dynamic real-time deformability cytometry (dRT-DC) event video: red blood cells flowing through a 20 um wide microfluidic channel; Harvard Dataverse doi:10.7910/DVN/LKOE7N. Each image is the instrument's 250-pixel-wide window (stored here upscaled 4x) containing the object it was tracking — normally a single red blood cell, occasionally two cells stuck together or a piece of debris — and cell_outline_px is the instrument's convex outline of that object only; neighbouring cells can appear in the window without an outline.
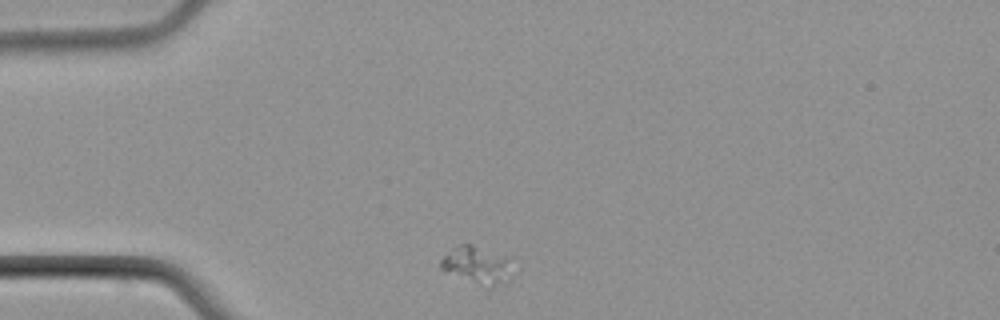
{"species": "common noctule bat (a hibernating species)", "species_latin": "Nyctalus noctula", "temperature_condition": "cold", "stored_images_in_passage": 6, "camera_frame_rate_fps": 3000, "um_per_image_px": 0.085, "animal": {"sex": "male", "body_mass_g": 21.5, "forearm_length_mm": 52.0}, "frame": {"image": 1, "passage_image": 1, "time_ms": 0.0, "image_size_px": [1000, 320], "cell_outline_px": [[504, 260], [500, 280], [488, 292], [440, 268], [440, 260], [452, 248], [460, 244], [472, 244]], "centroid_in_image_um": [40.25, 22.59], "position_along_channel_um": 44.8, "area_um2": 14.05}}
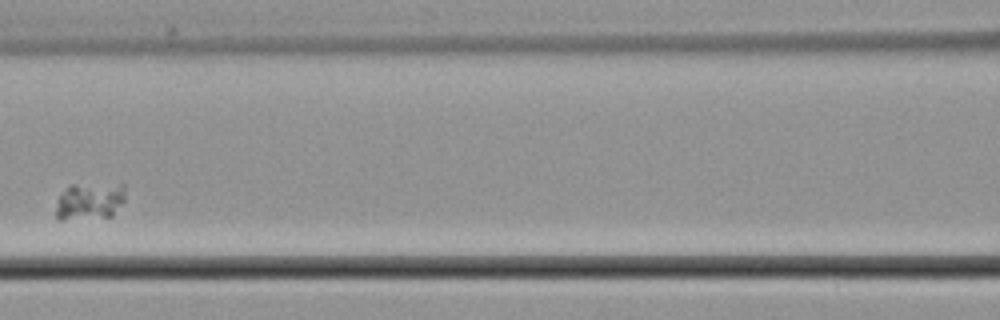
{"frame": {"image": 2, "passage_image": 4, "time_ms": 4.0, "image_size_px": [1000, 320], "cell_outline_px": [[124, 200], [112, 216], [60, 220], [56, 216], [56, 208], [60, 196], [64, 188], [68, 184], [124, 184]], "centroid_in_image_um": [7.61, 17.08], "position_along_channel_um": 159.0, "area_um2": 15.03}}
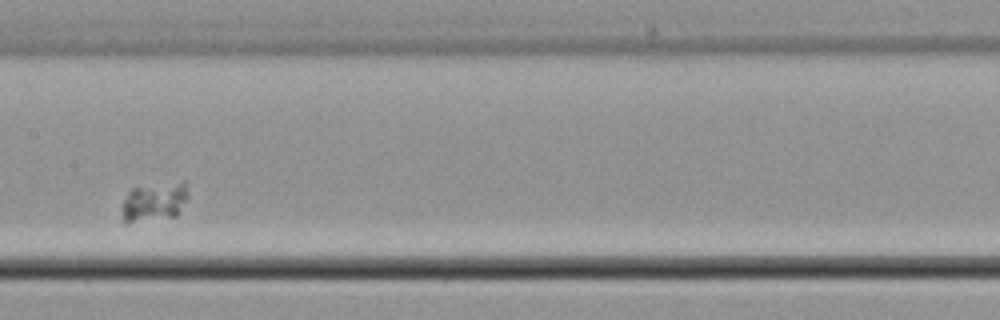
{"frame": {"image": 3, "passage_image": 5, "time_ms": 5.0, "image_size_px": [1000, 320], "cell_outline_px": [[188, 196], [180, 212], [176, 216], [128, 224], [124, 224], [120, 220], [120, 216], [124, 200], [128, 192], [132, 188], [180, 180], [184, 180]], "centroid_in_image_um": [13.08, 17.18], "position_along_channel_um": 194.3, "area_um2": 15.55}}